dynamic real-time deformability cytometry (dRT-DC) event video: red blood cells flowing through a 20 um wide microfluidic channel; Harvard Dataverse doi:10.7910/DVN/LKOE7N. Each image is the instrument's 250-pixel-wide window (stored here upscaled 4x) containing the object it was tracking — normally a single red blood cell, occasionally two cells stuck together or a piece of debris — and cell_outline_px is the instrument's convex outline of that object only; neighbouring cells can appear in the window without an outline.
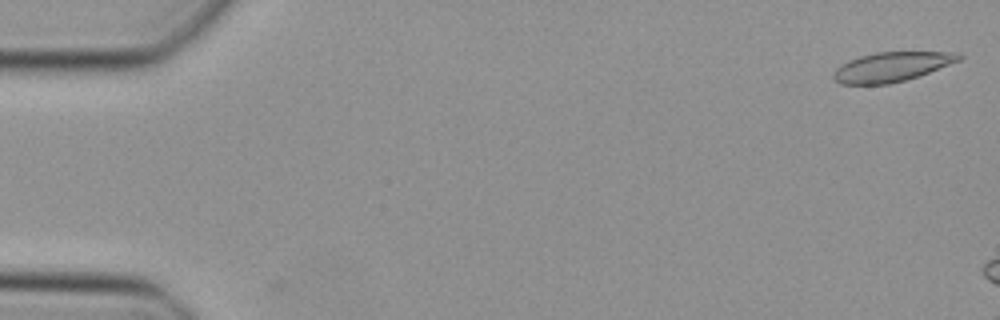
{"species": "Egyptian fruit bat (a non-hibernating species)", "species_latin": "Rousettus aegyptiacus", "temperature_condition": "cold", "stored_images_in_passage": 8, "camera_frame_rate_fps": 3000, "um_per_image_px": 0.085, "animal": {"sex": "female"}, "frame": {"image": 1, "passage_image": 1, "time_ms": 0.0, "image_size_px": [1000, 320], "cell_outline_px": [[964, 56], [960, 60], [920, 76], [888, 84], [840, 84], [832, 76], [832, 72], [840, 64], [848, 60], [860, 56], [876, 52], [960, 52]], "centroid_in_image_um": [75.79, 5.67], "position_along_channel_um": 9.2, "area_um2": 21.68}}